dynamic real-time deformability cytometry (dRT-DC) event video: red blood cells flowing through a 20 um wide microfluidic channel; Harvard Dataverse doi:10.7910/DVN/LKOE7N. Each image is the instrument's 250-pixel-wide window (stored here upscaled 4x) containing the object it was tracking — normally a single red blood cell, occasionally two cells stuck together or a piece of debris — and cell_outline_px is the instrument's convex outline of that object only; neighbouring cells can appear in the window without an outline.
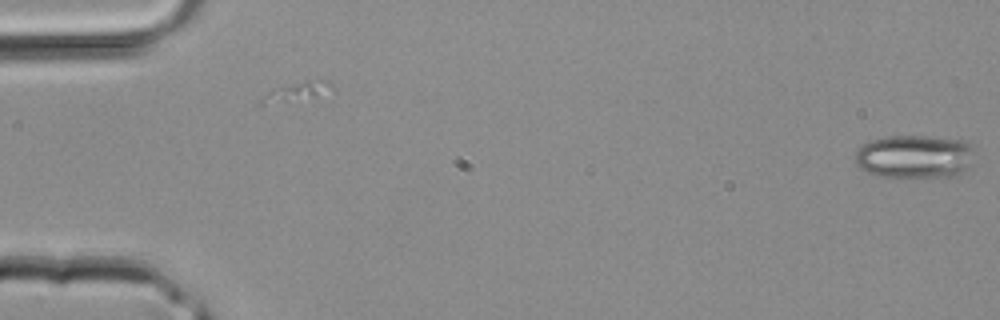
{"species": "common noctule bat (a hibernating species)", "species_latin": "Nyctalus noctula", "temperature_condition": "room temperature", "stored_images_in_passage": 4, "segment_of_instrument_passage": [2, 2], "camera_frame_rate_fps": 3000, "um_per_image_px": 0.085, "animal": {"sex": "male", "body_mass_g": 20.4}, "frame": {"image": 1, "passage_image": 4, "time_ms": 1.0, "image_size_px": [1000, 320], "cell_outline_px": [[976, 164], [952, 176], [908, 180], [904, 180], [876, 176], [860, 168], [856, 164], [856, 148], [872, 140], [888, 136], [924, 136], [964, 140], [972, 144]], "centroid_in_image_um": [77.78, 13.36], "position_along_channel_um": 7.2, "area_um2": 31.44}}